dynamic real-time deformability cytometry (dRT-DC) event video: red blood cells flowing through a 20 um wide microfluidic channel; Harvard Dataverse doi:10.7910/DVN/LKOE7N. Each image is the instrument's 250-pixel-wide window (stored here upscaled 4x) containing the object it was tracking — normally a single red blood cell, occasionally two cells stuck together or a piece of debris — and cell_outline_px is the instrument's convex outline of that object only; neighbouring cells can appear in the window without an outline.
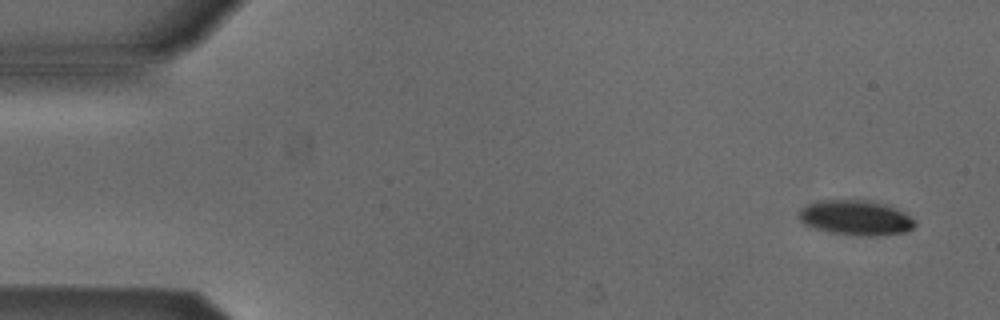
{"species": "Egyptian fruit bat (a non-hibernating species)", "species_latin": "Rousettus aegyptiacus", "temperature_condition": "cold", "stored_images_in_passage": 4, "camera_frame_rate_fps": 3000, "um_per_image_px": 0.085, "animal": {"sex": "male"}, "frame": {"image": 1, "passage_image": 1, "time_ms": 0.0, "image_size_px": [1000, 320], "cell_outline_px": [[916, 224], [908, 232], [876, 236], [856, 236], [832, 232], [816, 228], [804, 224], [796, 216], [800, 208], [816, 200], [872, 200], [896, 208], [904, 212], [916, 220]], "centroid_in_image_um": [72.74, 18.5], "position_along_channel_um": 12.3, "area_um2": 23.99}}
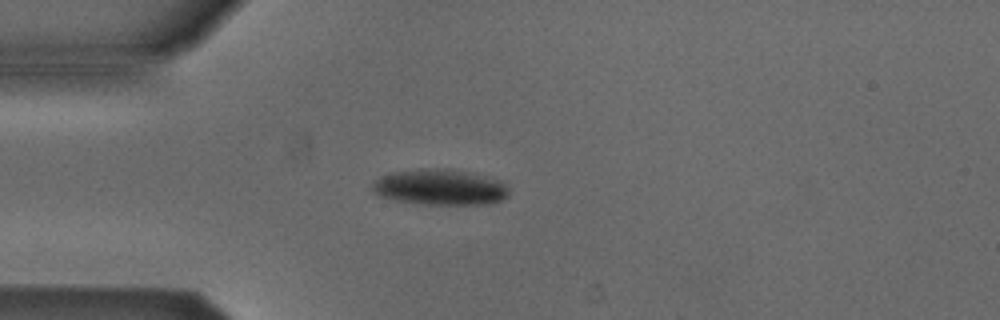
{"frame": {"image": 2, "passage_image": 4, "time_ms": 1.0, "image_size_px": [1000, 320], "cell_outline_px": [[508, 196], [500, 200], [488, 204], [420, 204], [396, 200], [380, 196], [372, 188], [372, 184], [380, 176], [396, 172], [420, 168], [448, 168], [468, 172], [500, 180], [508, 188]], "centroid_in_image_um": [37.41, 15.9], "position_along_channel_um": 47.6, "area_um2": 28.32}}